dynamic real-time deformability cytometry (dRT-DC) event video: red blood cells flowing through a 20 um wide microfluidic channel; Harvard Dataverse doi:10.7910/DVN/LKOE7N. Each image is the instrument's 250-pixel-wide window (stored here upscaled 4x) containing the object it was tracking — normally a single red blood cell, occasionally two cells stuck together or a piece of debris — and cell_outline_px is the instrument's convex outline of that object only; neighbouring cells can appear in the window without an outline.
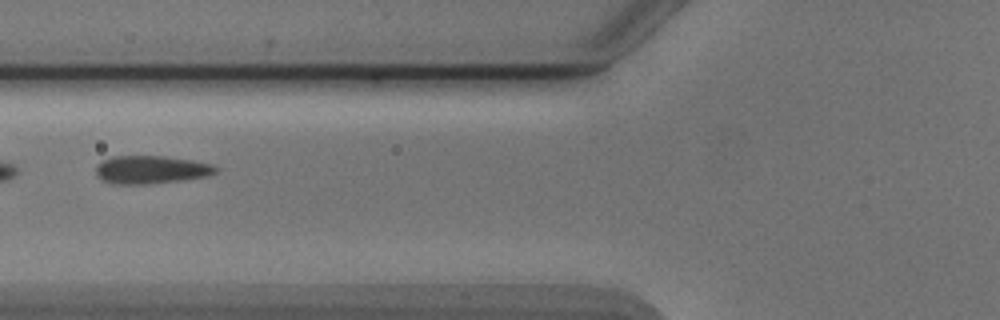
{"species": "Egyptian fruit bat (a non-hibernating species)", "species_latin": "Rousettus aegyptiacus", "temperature_condition": "cold", "stored_images_in_passage": 9, "camera_frame_rate_fps": 3000, "um_per_image_px": 0.085, "animal": {"sex": "male"}, "frame": {"image": 1, "passage_image": 4, "time_ms": 1.0, "image_size_px": [1000, 320], "cell_outline_px": [[216, 172], [208, 176], [180, 180], [144, 184], [112, 184], [96, 176], [96, 168], [104, 160], [112, 156], [164, 156], [192, 160], [212, 164], [216, 168]], "centroid_in_image_um": [12.83, 14.42], "position_along_channel_um": 113.0, "area_um2": 19.36}}
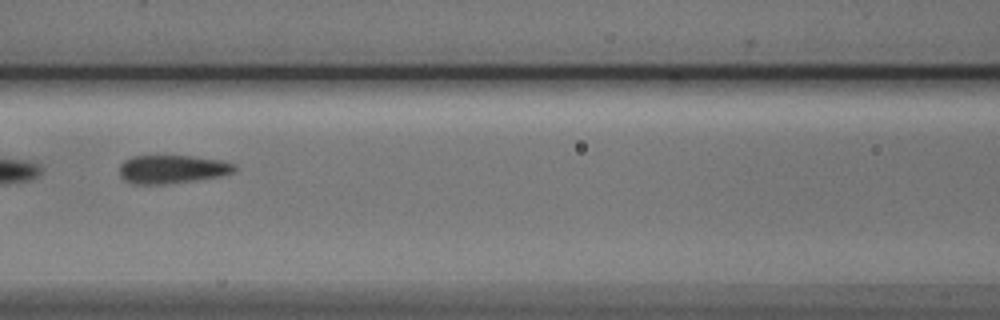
{"frame": {"image": 2, "passage_image": 7, "time_ms": 2.0, "image_size_px": [1000, 320], "cell_outline_px": [[236, 172], [220, 176], [196, 180], [168, 184], [132, 184], [124, 180], [120, 176], [120, 164], [124, 160], [132, 156], [192, 156], [224, 160], [236, 164]], "centroid_in_image_um": [14.66, 14.38], "position_along_channel_um": 151.9, "area_um2": 19.31}}